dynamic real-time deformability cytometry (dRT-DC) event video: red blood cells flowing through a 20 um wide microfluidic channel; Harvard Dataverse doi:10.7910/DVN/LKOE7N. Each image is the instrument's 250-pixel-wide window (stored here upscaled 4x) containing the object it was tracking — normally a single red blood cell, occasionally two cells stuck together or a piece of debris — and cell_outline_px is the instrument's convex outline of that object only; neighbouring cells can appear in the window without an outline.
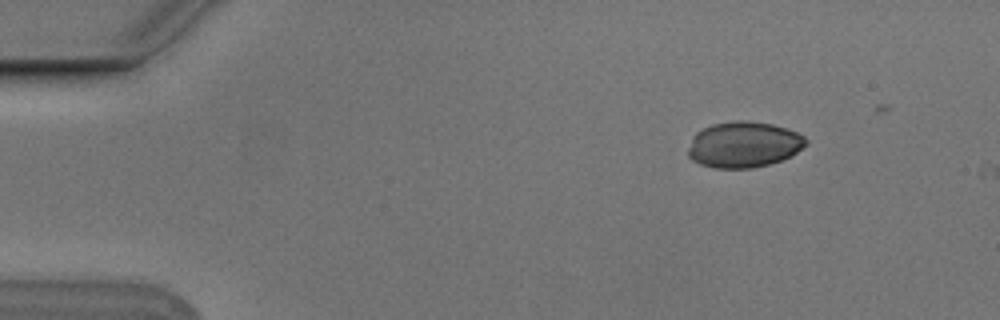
{"species": "Egyptian fruit bat (a non-hibernating species)", "species_latin": "Rousettus aegyptiacus", "temperature_condition": "cold", "stored_images_in_passage": 3, "camera_frame_rate_fps": 3000, "um_per_image_px": 0.085, "animal": {"sex": "male"}, "frame": {"image": 1, "passage_image": 2, "time_ms": 0.333, "image_size_px": [1000, 320], "cell_outline_px": [[808, 144], [792, 156], [768, 164], [748, 168], [716, 168], [700, 164], [692, 160], [688, 156], [688, 148], [696, 132], [712, 124], [736, 120], [744, 120], [772, 124], [796, 132], [804, 136], [808, 140]], "centroid_in_image_um": [63.23, 12.29], "position_along_channel_um": 21.8, "area_um2": 31.44}}